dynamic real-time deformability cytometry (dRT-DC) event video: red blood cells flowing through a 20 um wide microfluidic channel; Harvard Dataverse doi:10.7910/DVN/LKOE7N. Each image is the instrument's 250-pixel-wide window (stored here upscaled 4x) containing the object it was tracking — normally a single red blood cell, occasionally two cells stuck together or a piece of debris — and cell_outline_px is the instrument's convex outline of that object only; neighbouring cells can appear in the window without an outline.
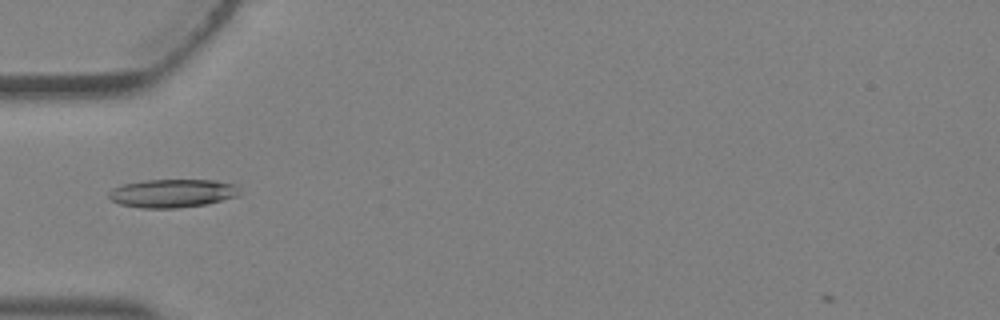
{"species": "Egyptian fruit bat (a non-hibernating species)", "species_latin": "Rousettus aegyptiacus", "temperature_condition": "warm", "stored_images_in_passage": 5, "camera_frame_rate_fps": 3000, "um_per_image_px": 0.085, "animal": {"sex": "female"}, "frame": {"image": 1, "passage_image": 4, "time_ms": 1.0, "image_size_px": [1000, 320], "cell_outline_px": [[236, 196], [208, 204], [176, 208], [140, 208], [120, 204], [112, 200], [108, 196], [108, 192], [112, 188], [124, 184], [144, 180], [216, 180], [236, 184]], "centroid_in_image_um": [14.6, 16.43], "position_along_channel_um": 70.4, "area_um2": 21.5}}
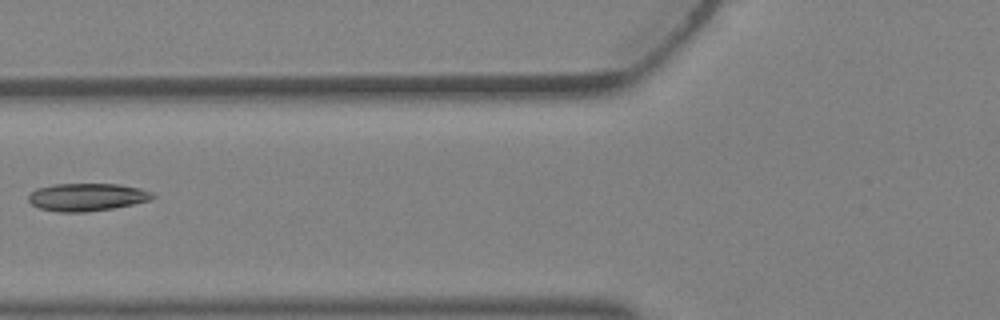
{"frame": {"image": 2, "passage_image": 5, "time_ms": 1.333, "image_size_px": [1000, 320], "cell_outline_px": [[156, 196], [148, 200], [132, 204], [112, 208], [84, 212], [60, 212], [40, 208], [32, 204], [28, 200], [28, 192], [36, 188], [52, 184], [120, 184], [140, 188], [152, 192]], "centroid_in_image_um": [7.35, 16.74], "position_along_channel_um": 118.5, "area_um2": 20.06}}